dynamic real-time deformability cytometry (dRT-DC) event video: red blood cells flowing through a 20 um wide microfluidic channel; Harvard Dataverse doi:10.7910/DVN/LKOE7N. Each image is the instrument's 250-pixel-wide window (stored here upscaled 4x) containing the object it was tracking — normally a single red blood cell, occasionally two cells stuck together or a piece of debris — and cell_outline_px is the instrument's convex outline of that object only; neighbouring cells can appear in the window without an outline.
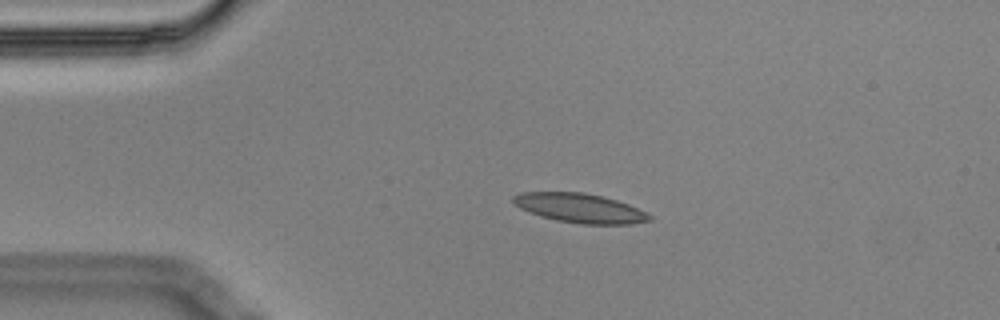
{"species": "Egyptian fruit bat (a non-hibernating species)", "species_latin": "Rousettus aegyptiacus", "temperature_condition": "cold", "stored_images_in_passage": 2, "camera_frame_rate_fps": 3000, "um_per_image_px": 0.085, "animal": {"sex": "male"}, "frame": {"image": 1, "passage_image": 1, "time_ms": 0.0, "image_size_px": [1000, 320], "cell_outline_px": [[652, 220], [632, 224], [580, 224], [556, 220], [540, 216], [520, 208], [512, 200], [512, 196], [520, 192], [580, 192], [600, 196], [616, 200], [628, 204], [648, 212], [652, 216]], "centroid_in_image_um": [49.31, 17.69], "position_along_channel_um": 35.7, "area_um2": 23.24}}